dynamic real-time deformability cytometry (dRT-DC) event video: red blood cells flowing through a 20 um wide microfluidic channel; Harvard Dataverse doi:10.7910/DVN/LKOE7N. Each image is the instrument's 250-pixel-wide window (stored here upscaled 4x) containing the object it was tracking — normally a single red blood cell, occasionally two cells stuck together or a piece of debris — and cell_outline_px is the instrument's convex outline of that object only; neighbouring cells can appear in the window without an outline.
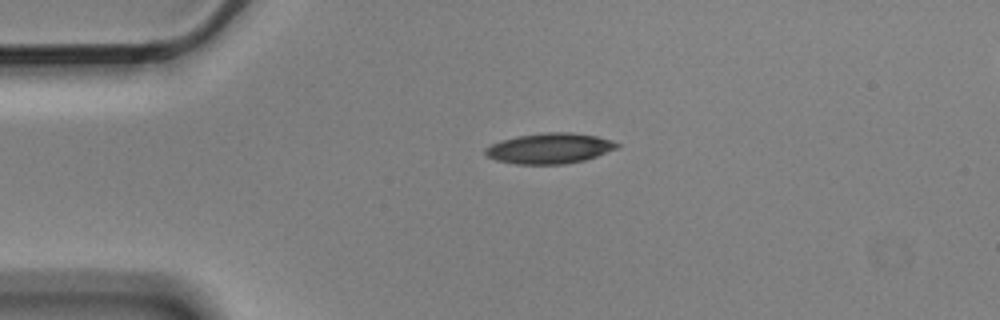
{"species": "Egyptian fruit bat (a non-hibernating species)", "species_latin": "Rousettus aegyptiacus", "temperature_condition": "cold", "stored_images_in_passage": 2, "camera_frame_rate_fps": 3000, "um_per_image_px": 0.085, "animal": {"sex": "male"}, "frame": {"image": 1, "passage_image": 1, "time_ms": 0.0, "image_size_px": [1000, 320], "cell_outline_px": [[620, 144], [616, 148], [596, 156], [584, 160], [564, 164], [516, 164], [496, 160], [488, 156], [484, 152], [484, 148], [492, 144], [516, 136], [548, 132], [572, 132], [596, 136], [612, 140]], "centroid_in_image_um": [46.71, 12.61], "position_along_channel_um": 38.3, "area_um2": 23.18}}